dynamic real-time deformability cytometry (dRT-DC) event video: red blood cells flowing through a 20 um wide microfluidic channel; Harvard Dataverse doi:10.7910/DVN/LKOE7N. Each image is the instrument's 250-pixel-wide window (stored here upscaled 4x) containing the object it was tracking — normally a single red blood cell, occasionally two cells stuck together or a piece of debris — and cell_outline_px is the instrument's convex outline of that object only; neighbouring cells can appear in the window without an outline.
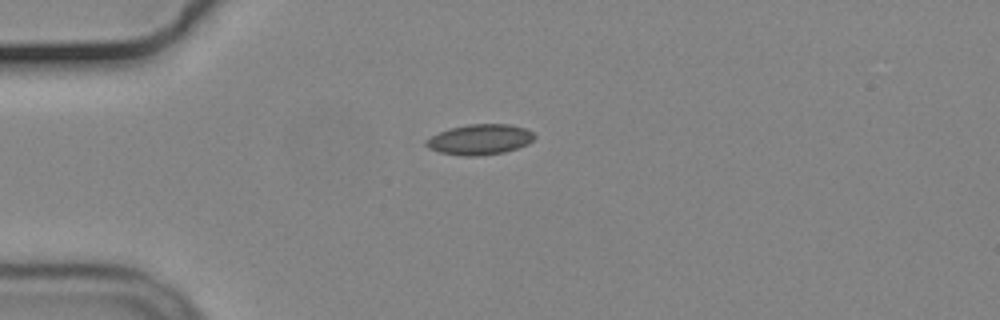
{"species": "common noctule bat (a hibernating species)", "species_latin": "Nyctalus noctula", "temperature_condition": "cold", "stored_images_in_passage": 33, "camera_frame_rate_fps": 3000, "um_per_image_px": 0.085, "animal": {"sex": "male", "body_mass_g": 19.2, "forearm_length_mm": 51.8}, "frame": {"image": 1, "passage_image": 1, "time_ms": 0.0, "image_size_px": [1000, 320], "cell_outline_px": [[536, 136], [528, 144], [504, 152], [476, 156], [464, 156], [440, 152], [428, 148], [424, 144], [424, 140], [440, 132], [452, 128], [468, 124], [508, 124], [524, 128], [532, 132]], "centroid_in_image_um": [40.77, 11.86], "position_along_channel_um": 44.2, "area_um2": 19.02}}
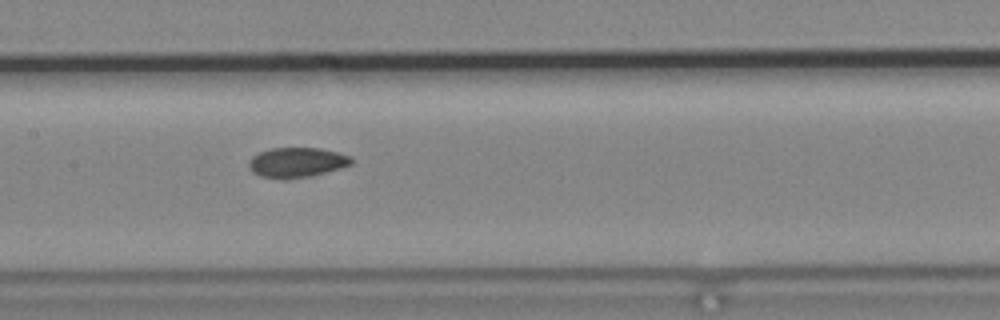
{"frame": {"image": 2, "passage_image": 14, "time_ms": 4.333, "image_size_px": [1000, 320], "cell_outline_px": [[352, 164], [340, 168], [308, 176], [280, 180], [260, 176], [252, 172], [248, 164], [248, 160], [252, 156], [268, 148], [320, 148], [352, 156]], "centroid_in_image_um": [25.18, 13.8], "position_along_channel_um": 182.2, "area_um2": 17.92}}
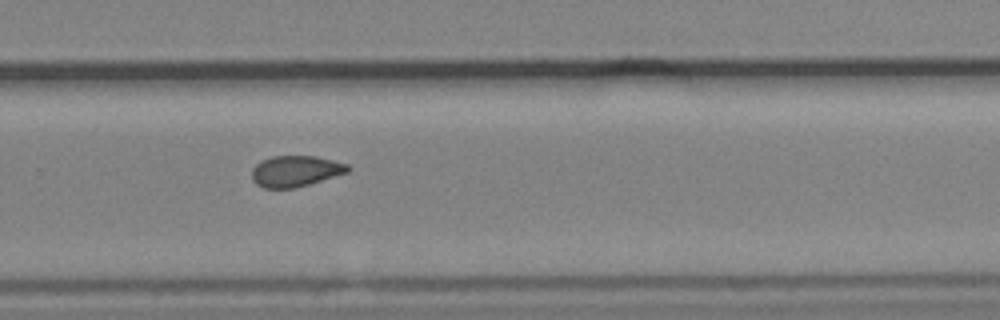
{"frame": {"image": 3, "passage_image": 24, "time_ms": 7.667, "image_size_px": [1000, 320], "cell_outline_px": [[352, 168], [348, 172], [296, 188], [264, 188], [256, 184], [252, 180], [252, 168], [260, 160], [272, 156], [316, 156], [348, 164]], "centroid_in_image_um": [25.1, 14.54], "position_along_channel_um": 304.7, "area_um2": 17.46}, "authors_computed_cell_mechanics": {"area_um2": 17.918, "velocity_mm_per_s": 3.6908, "shape_relaxation_time_tau1_ms": null, "shape_relaxation_time_tau2_ms": 2.6389, "deformation_change_tau1": null, "deformation_change_tau2": 0.0581}}